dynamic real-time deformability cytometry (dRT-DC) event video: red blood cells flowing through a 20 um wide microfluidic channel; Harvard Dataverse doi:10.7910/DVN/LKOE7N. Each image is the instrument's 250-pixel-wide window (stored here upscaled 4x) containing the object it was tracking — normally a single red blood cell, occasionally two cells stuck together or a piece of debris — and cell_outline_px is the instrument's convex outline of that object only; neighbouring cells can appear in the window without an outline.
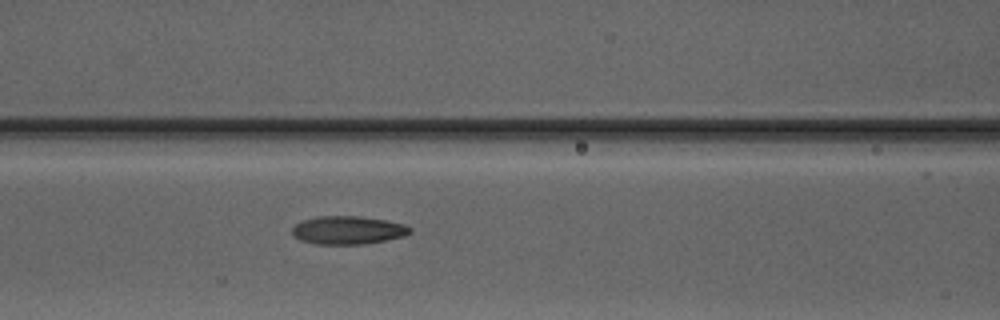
{"species": "Egyptian fruit bat (a non-hibernating species)", "species_latin": "Rousettus aegyptiacus", "temperature_condition": "warm", "stored_images_in_passage": 4, "camera_frame_rate_fps": 3000, "um_per_image_px": 0.085, "animal": {"sex": "male"}, "frame": {"image": 1, "passage_image": 3, "time_ms": 2.333, "image_size_px": [1000, 320], "cell_outline_px": [[412, 232], [404, 236], [364, 244], [316, 244], [300, 240], [292, 236], [292, 228], [296, 224], [304, 220], [320, 216], [360, 216], [384, 220], [404, 224], [412, 228]], "centroid_in_image_um": [29.57, 19.56], "position_along_channel_um": 137.0, "area_um2": 19.31}}